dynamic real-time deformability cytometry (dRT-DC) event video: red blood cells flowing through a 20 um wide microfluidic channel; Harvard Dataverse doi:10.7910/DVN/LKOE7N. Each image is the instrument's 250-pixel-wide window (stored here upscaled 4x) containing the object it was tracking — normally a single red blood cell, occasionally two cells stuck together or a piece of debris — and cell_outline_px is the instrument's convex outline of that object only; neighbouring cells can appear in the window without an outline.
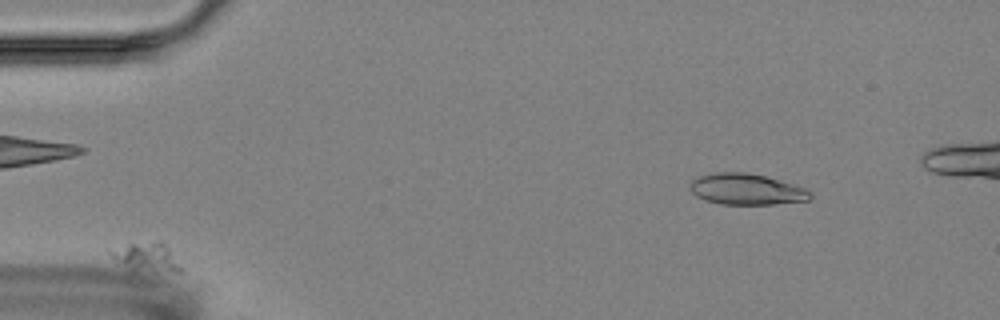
{"species": "Egyptian fruit bat (a non-hibernating species)", "species_latin": "Rousettus aegyptiacus", "temperature_condition": "room temperature", "stored_images_in_passage": 14, "camera_frame_rate_fps": 3000, "um_per_image_px": 0.085, "animal": {"sex": "female"}, "frame": {"image": 1, "passage_image": 2, "time_ms": 1.333, "image_size_px": [1000, 320], "cell_outline_px": [[184, 268], [180, 272], [176, 272], [128, 268], [116, 260], [108, 252], [108, 248], [128, 244], [160, 240], [164, 240]], "centroid_in_image_um": [12.51, 21.8], "position_along_channel_um": 72.5, "area_um2": 11.85}}